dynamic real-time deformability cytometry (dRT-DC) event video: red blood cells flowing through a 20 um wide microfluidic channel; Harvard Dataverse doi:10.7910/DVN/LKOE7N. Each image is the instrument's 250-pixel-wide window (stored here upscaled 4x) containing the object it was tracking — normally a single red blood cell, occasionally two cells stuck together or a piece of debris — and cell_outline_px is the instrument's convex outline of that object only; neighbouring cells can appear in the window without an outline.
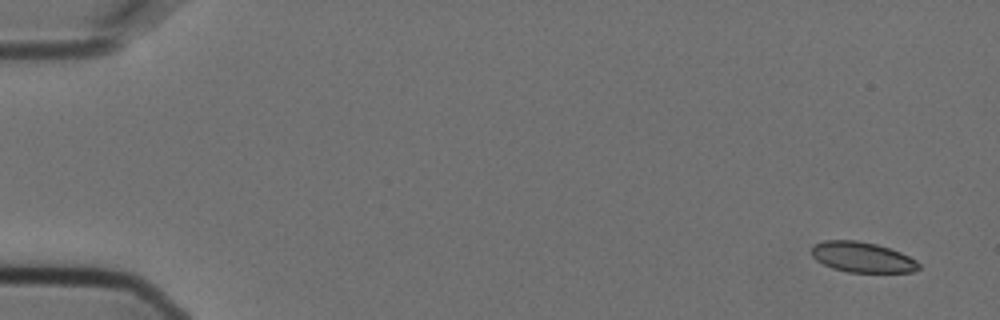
{"species": "Egyptian fruit bat (a non-hibernating species)", "species_latin": "Rousettus aegyptiacus", "temperature_condition": "cold", "stored_images_in_passage": 5, "camera_frame_rate_fps": 3000, "um_per_image_px": 0.085, "animal": {"sex": "female"}, "frame": {"image": 1, "passage_image": 1, "time_ms": 0.0, "image_size_px": [1000, 320], "cell_outline_px": [[920, 268], [912, 272], [848, 272], [832, 268], [816, 260], [812, 256], [812, 248], [816, 244], [824, 240], [856, 240], [876, 244], [900, 252], [916, 260], [920, 264]], "centroid_in_image_um": [73.29, 21.86], "position_along_channel_um": 11.7, "area_um2": 18.84}}
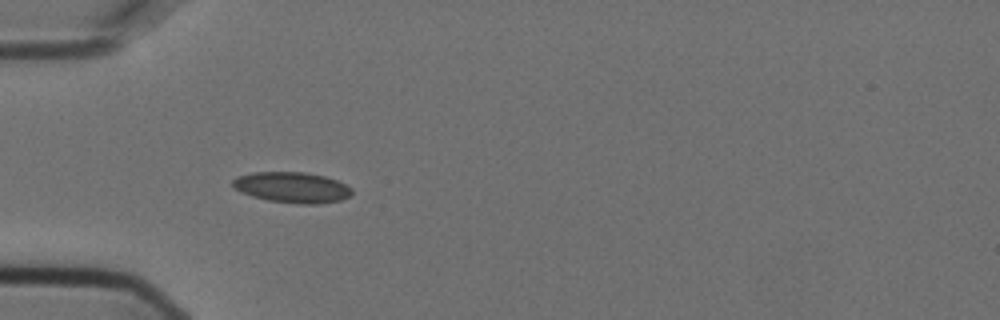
{"frame": {"image": 2, "passage_image": 5, "time_ms": 1.333, "image_size_px": [1000, 320], "cell_outline_px": [[352, 196], [340, 200], [320, 204], [300, 204], [268, 200], [252, 196], [240, 192], [232, 188], [232, 180], [236, 176], [252, 172], [304, 172], [324, 176], [336, 180], [352, 188]], "centroid_in_image_um": [24.8, 15.93], "position_along_channel_um": 60.2, "area_um2": 21.5}}